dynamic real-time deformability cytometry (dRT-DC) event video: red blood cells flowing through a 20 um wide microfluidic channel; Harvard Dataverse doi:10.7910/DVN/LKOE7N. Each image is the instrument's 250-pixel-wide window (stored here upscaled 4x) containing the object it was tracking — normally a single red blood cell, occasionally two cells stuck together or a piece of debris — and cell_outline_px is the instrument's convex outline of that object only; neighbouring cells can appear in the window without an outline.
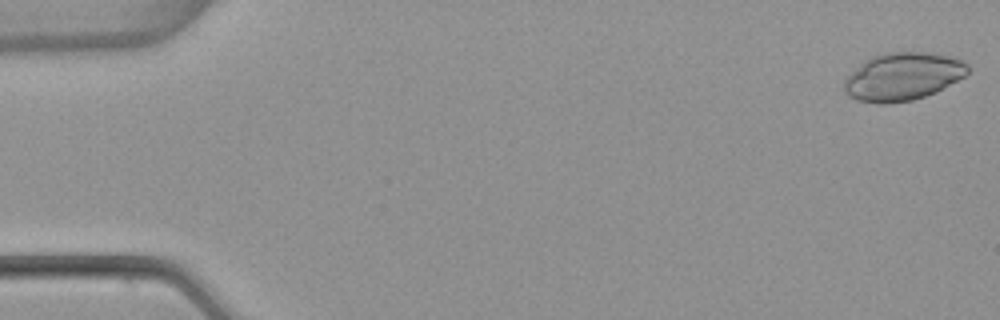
{"species": "common noctule bat (a hibernating species)", "species_latin": "Nyctalus noctula", "temperature_condition": "warm", "stored_images_in_passage": 53, "camera_frame_rate_fps": 3000, "um_per_image_px": 0.085, "animal": {"sex": "female", "body_mass_g": 22.7, "forearm_length_mm": 54.2}, "frame": {"image": 1, "passage_image": 1, "time_ms": 0.0, "image_size_px": [1000, 320], "cell_outline_px": [[968, 72], [964, 76], [936, 92], [912, 100], [888, 104], [880, 104], [856, 100], [848, 96], [844, 92], [844, 80], [864, 60], [872, 56], [884, 52], [928, 52], [948, 56], [964, 60], [968, 64]], "centroid_in_image_um": [76.72, 6.51], "position_along_channel_um": 8.3, "area_um2": 34.56}}